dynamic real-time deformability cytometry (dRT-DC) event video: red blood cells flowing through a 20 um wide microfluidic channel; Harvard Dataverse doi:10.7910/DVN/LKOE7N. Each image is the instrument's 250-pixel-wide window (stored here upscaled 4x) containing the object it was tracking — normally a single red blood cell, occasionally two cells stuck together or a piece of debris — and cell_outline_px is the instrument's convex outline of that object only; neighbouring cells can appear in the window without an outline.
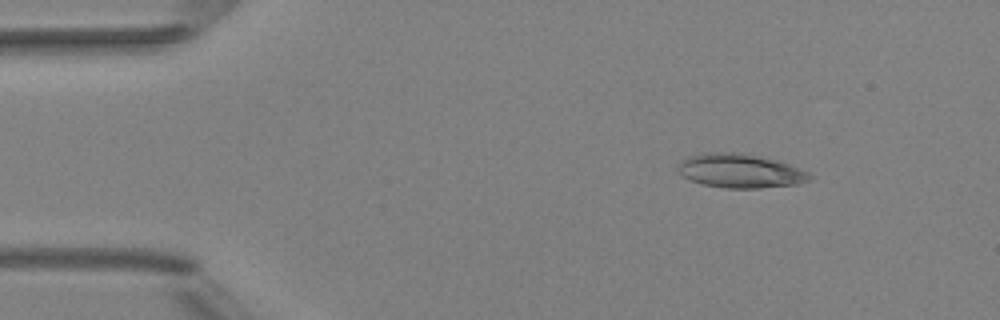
{"species": "Egyptian fruit bat (a non-hibernating species)", "species_latin": "Rousettus aegyptiacus", "temperature_condition": "room temperature", "stored_images_in_passage": 4, "camera_frame_rate_fps": 3000, "um_per_image_px": 0.085, "animal": {"sex": "female"}, "frame": {"image": 1, "passage_image": 2, "time_ms": 1.333, "image_size_px": [1000, 320], "cell_outline_px": [[812, 180], [796, 184], [760, 188], [724, 188], [704, 184], [692, 180], [684, 176], [676, 168], [688, 156], [708, 152], [740, 152], [760, 156], [776, 160], [788, 164], [808, 172], [812, 176]], "centroid_in_image_um": [62.94, 14.52], "position_along_channel_um": 22.1, "area_um2": 25.89}}
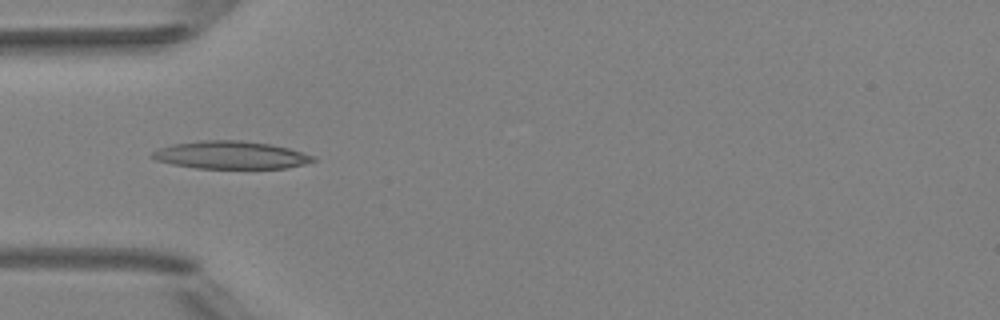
{"frame": {"image": 2, "passage_image": 4, "time_ms": 4.333, "image_size_px": [1000, 320], "cell_outline_px": [[316, 160], [304, 164], [288, 168], [196, 168], [172, 164], [156, 160], [148, 156], [152, 152], [160, 148], [172, 144], [200, 140], [240, 140], [272, 144], [288, 148], [316, 156]], "centroid_in_image_um": [19.61, 13.17], "position_along_channel_um": 65.4, "area_um2": 26.13}}